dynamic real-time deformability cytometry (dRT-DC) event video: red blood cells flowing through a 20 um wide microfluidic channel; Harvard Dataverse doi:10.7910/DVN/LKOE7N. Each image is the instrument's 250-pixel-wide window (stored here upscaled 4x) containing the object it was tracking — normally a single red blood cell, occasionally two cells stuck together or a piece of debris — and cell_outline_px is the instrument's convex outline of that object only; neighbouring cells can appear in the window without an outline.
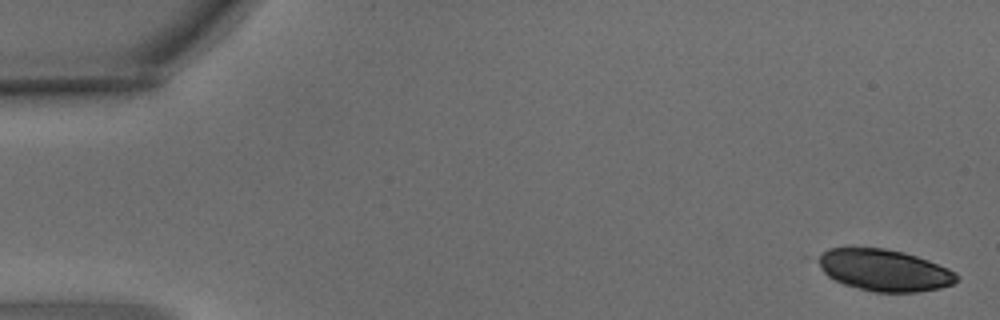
{"species": "common noctule bat (a hibernating species)", "species_latin": "Nyctalus noctula", "temperature_condition": "warm", "stored_images_in_passage": 5, "camera_frame_rate_fps": 3000, "um_per_image_px": 0.085, "animal": {"sex": "male", "body_mass_g": 15.6}, "frame": {"image": 1, "passage_image": 1, "time_ms": 0.0, "image_size_px": [1000, 320], "cell_outline_px": [[960, 280], [952, 284], [940, 288], [920, 292], [876, 292], [844, 284], [828, 276], [800, 256], [828, 248], [884, 248], [904, 252], [928, 260], [948, 268], [956, 272], [960, 276]], "centroid_in_image_um": [74.95, 22.92], "position_along_channel_um": 10.1, "area_um2": 35.08}}